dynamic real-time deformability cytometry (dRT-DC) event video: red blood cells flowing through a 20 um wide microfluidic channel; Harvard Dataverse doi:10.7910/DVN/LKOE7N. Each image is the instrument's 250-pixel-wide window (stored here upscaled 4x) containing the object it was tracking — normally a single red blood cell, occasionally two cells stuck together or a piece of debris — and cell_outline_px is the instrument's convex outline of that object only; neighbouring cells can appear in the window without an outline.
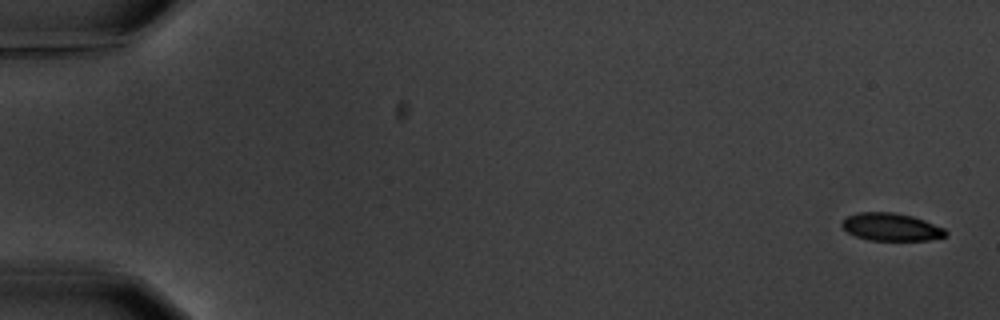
{"species": "common noctule bat (a hibernating species)", "species_latin": "Nyctalus noctula", "temperature_condition": "warm", "stored_images_in_passage": 2, "camera_frame_rate_fps": 3000, "um_per_image_px": 0.085, "animal": {"sex": "male", "body_mass_g": 20.1, "forearm_length_mm": 53.5}, "frame": {"image": 1, "passage_image": 1, "time_ms": 0.0, "image_size_px": [1000, 320], "cell_outline_px": [[948, 232], [944, 236], [928, 240], [868, 240], [856, 236], [848, 232], [840, 224], [848, 216], [856, 212], [892, 212], [912, 216], [924, 220], [944, 228]], "centroid_in_image_um": [75.73, 19.29], "position_along_channel_um": 9.3, "area_um2": 16.59}}
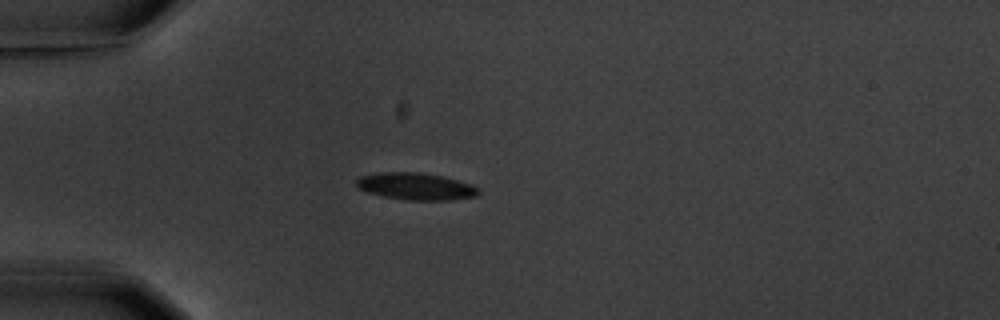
{"frame": {"image": 2, "passage_image": 2, "time_ms": 5.0, "image_size_px": [1000, 320], "cell_outline_px": [[480, 192], [476, 196], [448, 200], [408, 200], [384, 196], [368, 192], [360, 188], [356, 184], [356, 180], [360, 176], [380, 172], [420, 172], [440, 176], [456, 180], [480, 188]], "centroid_in_image_um": [35.34, 15.84], "position_along_channel_um": 49.7, "area_um2": 18.96}}